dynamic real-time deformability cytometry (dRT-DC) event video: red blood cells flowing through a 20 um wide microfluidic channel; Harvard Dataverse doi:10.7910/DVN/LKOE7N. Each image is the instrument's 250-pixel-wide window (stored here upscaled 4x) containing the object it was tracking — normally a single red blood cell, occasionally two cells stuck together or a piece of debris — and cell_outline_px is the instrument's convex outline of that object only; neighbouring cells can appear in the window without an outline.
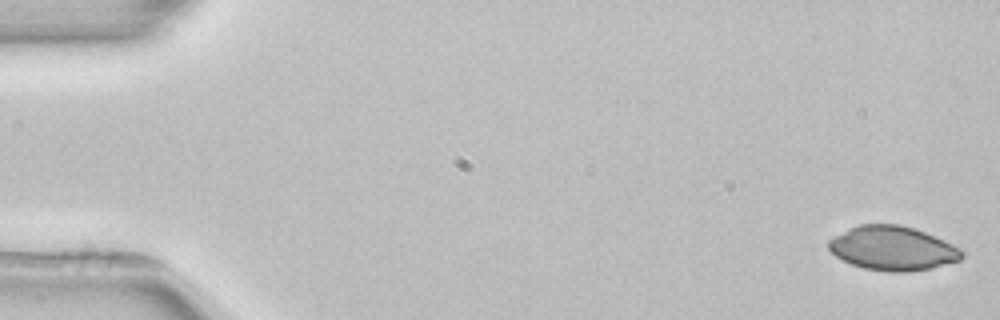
{"species": "common noctule bat (a hibernating species)", "species_latin": "Nyctalus noctula", "temperature_condition": "room temperature", "stored_images_in_passage": 4, "camera_frame_rate_fps": 3000, "um_per_image_px": 0.085, "animal": {"sex": "female", "body_mass_g": 22.7, "forearm_length_mm": 54.2}, "frame": {"image": 1, "passage_image": 1, "time_ms": 0.0, "image_size_px": [1000, 320], "cell_outline_px": [[964, 256], [960, 260], [932, 268], [908, 272], [888, 272], [864, 268], [852, 264], [836, 256], [828, 248], [828, 240], [848, 228], [860, 224], [900, 224], [924, 232], [944, 240], [960, 248], [964, 252]], "centroid_in_image_um": [75.88, 21.11], "position_along_channel_um": 9.1, "area_um2": 34.28}}